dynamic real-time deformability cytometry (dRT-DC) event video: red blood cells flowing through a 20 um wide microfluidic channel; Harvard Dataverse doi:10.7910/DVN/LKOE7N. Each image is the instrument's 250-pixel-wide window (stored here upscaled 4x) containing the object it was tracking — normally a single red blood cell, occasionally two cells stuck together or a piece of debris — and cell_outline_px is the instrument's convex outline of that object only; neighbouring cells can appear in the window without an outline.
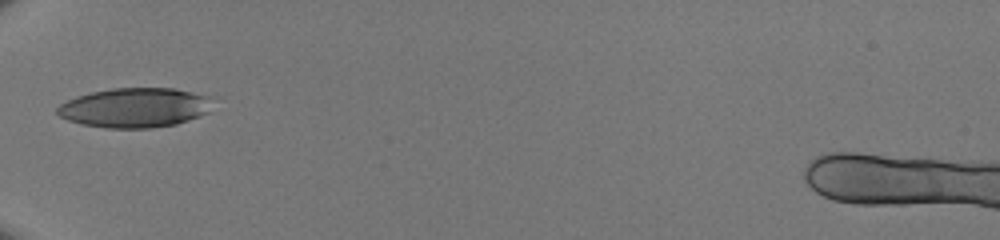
{"species": "human", "species_latin": "Homo sapiens", "temperature_condition": "room temperature", "stored_images_in_passage": 21, "camera_frame_rate_fps": 3000, "um_per_image_px": 0.085, "donor": {"sex": "male"}, "frame": {"image": 1, "passage_image": 1, "time_ms": 0.0, "image_size_px": [1000, 240], "cell_outline_px": [[208, 112], [200, 116], [176, 124], [152, 128], [104, 128], [80, 124], [68, 120], [60, 116], [56, 112], [56, 108], [60, 104], [76, 96], [92, 92], [112, 88], [172, 88], [208, 96]], "centroid_in_image_um": [11.39, 9.16], "position_along_channel_um": 73.6, "area_um2": 35.6}}